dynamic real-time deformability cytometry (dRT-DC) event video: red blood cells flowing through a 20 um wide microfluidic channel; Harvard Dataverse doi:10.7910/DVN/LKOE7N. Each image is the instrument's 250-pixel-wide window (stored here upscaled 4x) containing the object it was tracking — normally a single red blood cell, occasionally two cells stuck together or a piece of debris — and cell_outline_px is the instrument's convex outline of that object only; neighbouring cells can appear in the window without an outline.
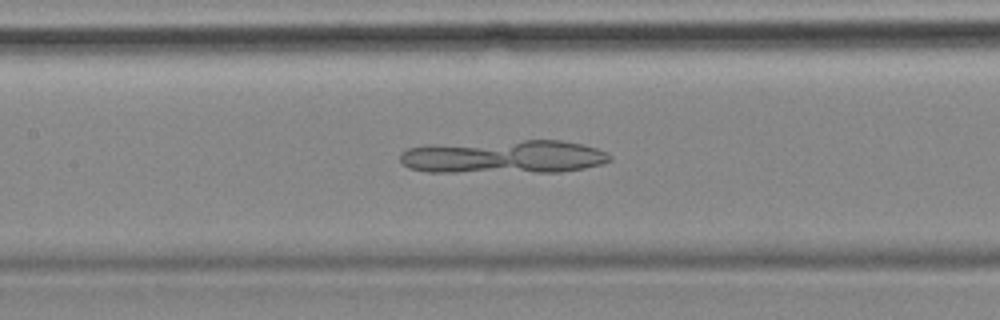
{"species": "common noctule bat (a hibernating species)", "species_latin": "Nyctalus noctula", "temperature_condition": "cold", "stored_images_in_passage": 55, "camera_frame_rate_fps": 3000, "um_per_image_px": 0.085, "animal": {"sex": "female", "body_mass_g": 18.4}, "frame": {"image": 1, "passage_image": 25, "time_ms": 8.0, "image_size_px": [1000, 320], "cell_outline_px": [[612, 160], [600, 164], [584, 168], [560, 172], [428, 172], [408, 168], [400, 160], [400, 152], [408, 148], [428, 144], [524, 140], [560, 140], [580, 144], [596, 148], [608, 152], [612, 156]], "centroid_in_image_um": [42.8, 13.32], "position_along_channel_um": 164.6, "area_um2": 41.27}}
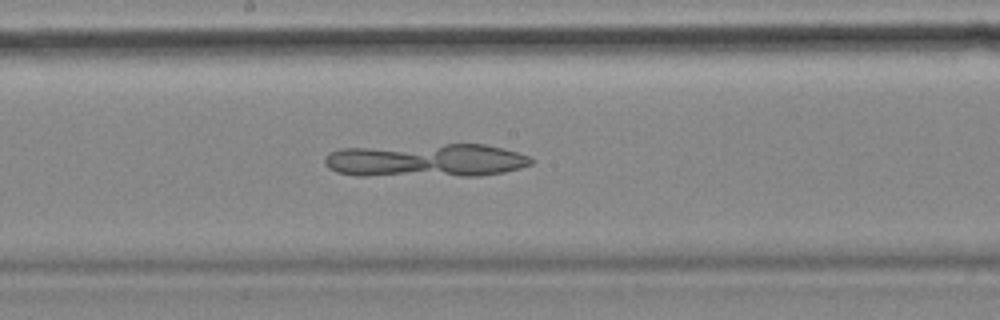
{"frame": {"image": 2, "passage_image": 29, "time_ms": 9.333, "image_size_px": [1000, 320], "cell_outline_px": [[532, 164], [520, 168], [504, 172], [480, 176], [356, 176], [336, 172], [328, 168], [324, 164], [324, 160], [328, 152], [340, 148], [444, 144], [484, 144], [504, 148], [528, 156], [532, 160]], "centroid_in_image_um": [36.17, 13.64], "position_along_channel_um": 212.0, "area_um2": 40.81}}
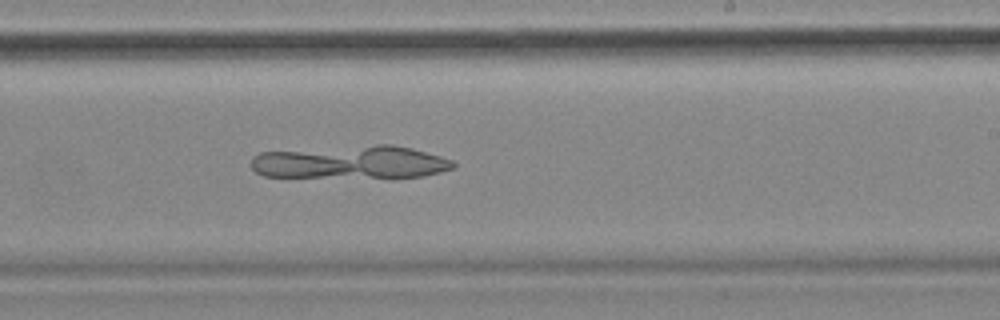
{"frame": {"image": 3, "passage_image": 33, "time_ms": 10.667, "image_size_px": [1000, 320], "cell_outline_px": [[456, 168], [424, 176], [392, 180], [264, 176], [256, 172], [252, 168], [252, 156], [260, 152], [376, 144], [392, 144], [412, 148], [440, 156], [452, 160], [456, 164]], "centroid_in_image_um": [29.88, 13.83], "position_along_channel_um": 259.1, "area_um2": 40.69}}